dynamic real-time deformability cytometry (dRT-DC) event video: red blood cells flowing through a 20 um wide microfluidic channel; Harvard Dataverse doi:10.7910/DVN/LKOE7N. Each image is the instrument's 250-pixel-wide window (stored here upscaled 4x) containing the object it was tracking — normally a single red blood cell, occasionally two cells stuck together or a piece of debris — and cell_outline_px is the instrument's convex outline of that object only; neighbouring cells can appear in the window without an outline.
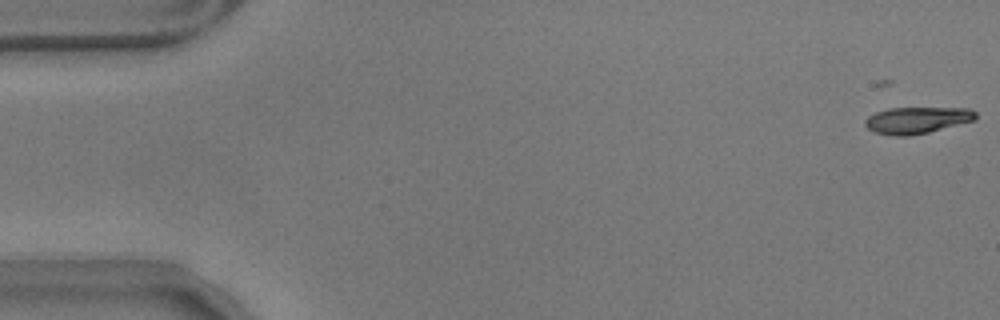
{"species": "common noctule bat (a hibernating species)", "species_latin": "Nyctalus noctula", "temperature_condition": "warm", "stored_images_in_passage": 40, "camera_frame_rate_fps": 3000, "um_per_image_px": 0.085, "animal": {"sex": "male", "body_mass_g": 17.9}, "frame": {"image": 1, "passage_image": 1, "time_ms": 0.0, "image_size_px": [1000, 320], "cell_outline_px": [[976, 120], [928, 132], [908, 136], [896, 136], [872, 132], [864, 124], [864, 120], [868, 116], [876, 112], [888, 108], [968, 108], [976, 112]], "centroid_in_image_um": [77.92, 10.21], "position_along_channel_um": 7.1, "area_um2": 17.17}}
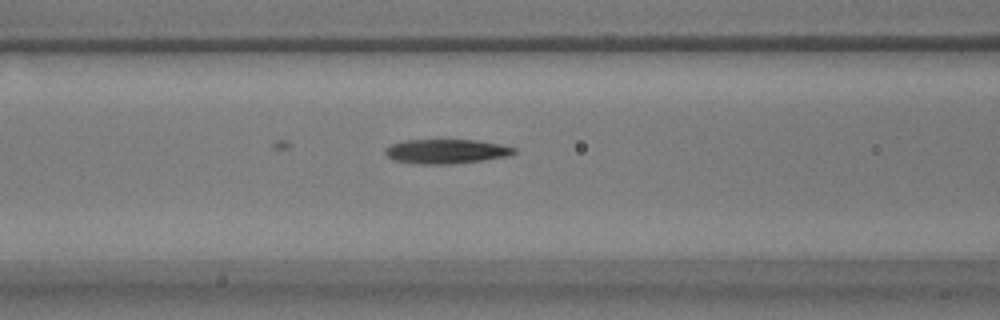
{"frame": {"image": 2, "passage_image": 23, "time_ms": 7.333, "image_size_px": [1000, 320], "cell_outline_px": [[516, 152], [512, 156], [484, 160], [452, 164], [412, 164], [396, 160], [388, 156], [384, 152], [384, 148], [392, 144], [404, 140], [476, 140], [500, 144], [516, 148]], "centroid_in_image_um": [37.96, 12.87], "position_along_channel_um": 128.6, "area_um2": 18.5}}
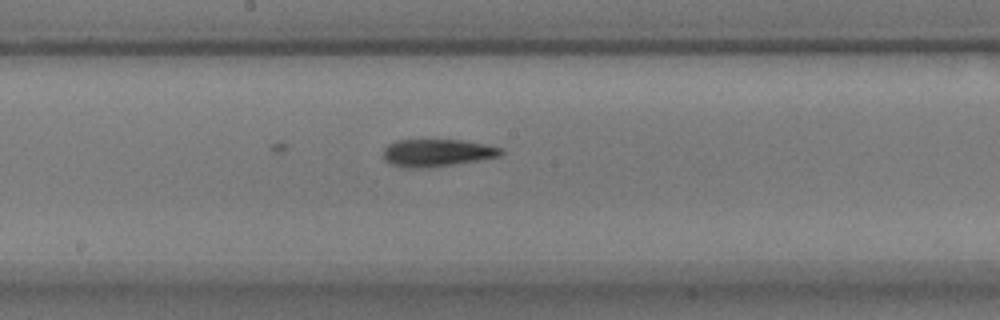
{"frame": {"image": 3, "passage_image": 30, "time_ms": 9.667, "image_size_px": [1000, 320], "cell_outline_px": [[504, 152], [500, 156], [428, 168], [404, 168], [388, 164], [384, 160], [384, 148], [388, 144], [396, 140], [464, 140], [504, 148]], "centroid_in_image_um": [37.11, 12.99], "position_along_channel_um": 211.1, "area_um2": 18.9}}